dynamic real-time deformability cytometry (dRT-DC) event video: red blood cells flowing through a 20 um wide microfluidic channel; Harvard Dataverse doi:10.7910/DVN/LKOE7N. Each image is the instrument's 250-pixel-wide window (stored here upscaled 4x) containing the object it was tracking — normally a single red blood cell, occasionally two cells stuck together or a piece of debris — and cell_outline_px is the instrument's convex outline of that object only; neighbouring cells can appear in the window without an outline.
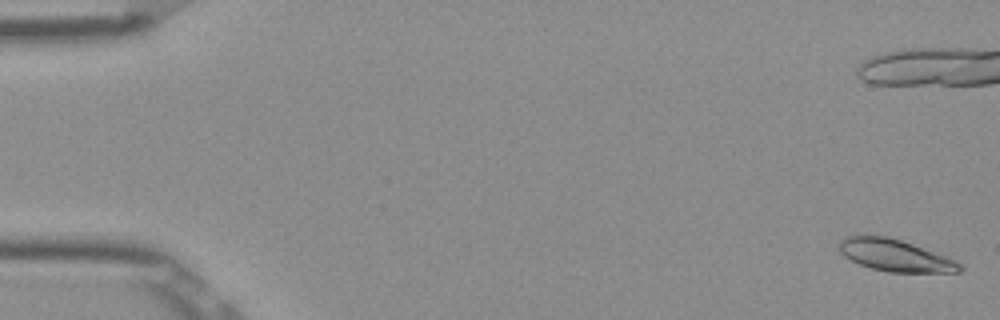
{"species": "Egyptian fruit bat (a non-hibernating species)", "species_latin": "Rousettus aegyptiacus", "temperature_condition": "room temperature", "stored_images_in_passage": 23, "camera_frame_rate_fps": 3000, "um_per_image_px": 0.085, "frame": {"image": 1, "passage_image": 1, "time_ms": 0.0, "image_size_px": [1000, 320], "cell_outline_px": [[964, 268], [960, 272], [888, 272], [872, 268], [860, 264], [844, 256], [840, 252], [840, 240], [848, 236], [860, 232], [888, 236], [912, 244], [956, 260], [964, 264]], "centroid_in_image_um": [76.07, 21.68], "position_along_channel_um": 8.9, "area_um2": 22.72}}